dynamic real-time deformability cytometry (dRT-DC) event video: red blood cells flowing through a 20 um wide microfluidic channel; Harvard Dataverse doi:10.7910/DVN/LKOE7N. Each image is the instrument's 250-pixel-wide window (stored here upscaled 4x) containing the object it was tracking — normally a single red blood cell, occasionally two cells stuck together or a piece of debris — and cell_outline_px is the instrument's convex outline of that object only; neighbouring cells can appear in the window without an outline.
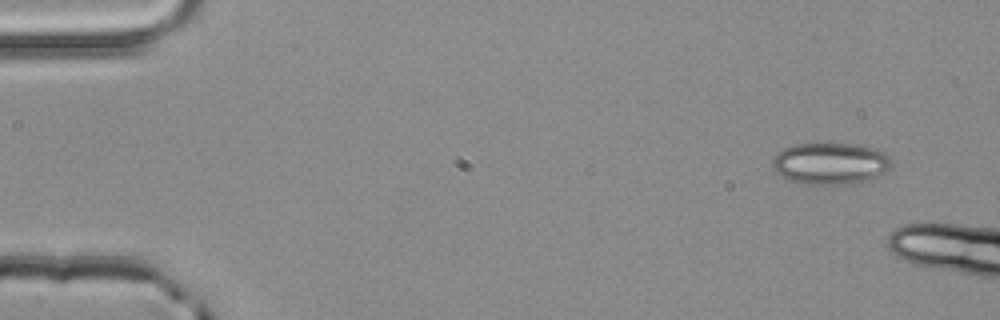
{"species": "common noctule bat (a hibernating species)", "species_latin": "Nyctalus noctula", "temperature_condition": "room temperature", "stored_images_in_passage": 2, "camera_frame_rate_fps": 3000, "um_per_image_px": 0.085, "animal": {"sex": "male", "body_mass_g": 20.4}, "frame": {"image": 1, "passage_image": 1, "time_ms": 0.0, "image_size_px": [1000, 320], "cell_outline_px": [[892, 164], [884, 172], [876, 176], [864, 180], [844, 184], [804, 184], [788, 180], [780, 176], [772, 168], [772, 160], [776, 152], [784, 148], [796, 144], [856, 144], [872, 148], [884, 152], [892, 160]], "centroid_in_image_um": [70.52, 13.89], "position_along_channel_um": 14.5, "area_um2": 28.78}}